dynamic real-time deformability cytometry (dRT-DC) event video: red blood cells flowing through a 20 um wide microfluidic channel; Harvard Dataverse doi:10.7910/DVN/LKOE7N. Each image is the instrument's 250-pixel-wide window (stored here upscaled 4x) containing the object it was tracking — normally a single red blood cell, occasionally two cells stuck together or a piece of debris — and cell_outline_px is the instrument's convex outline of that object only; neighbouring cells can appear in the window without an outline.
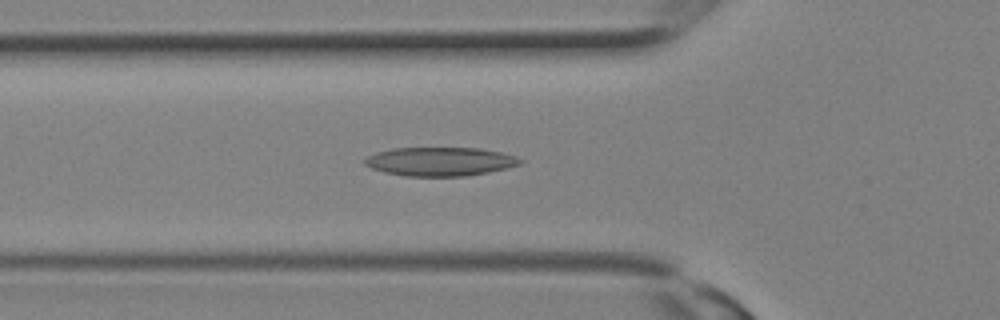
{"species": "Egyptian fruit bat (a non-hibernating species)", "species_latin": "Rousettus aegyptiacus", "temperature_condition": "room temperature", "stored_images_in_passage": 9, "camera_frame_rate_fps": 3000, "um_per_image_px": 0.085, "animal": {"sex": "female"}, "frame": {"image": 1, "passage_image": 7, "time_ms": 2.0, "image_size_px": [1000, 320], "cell_outline_px": [[524, 164], [488, 172], [464, 176], [404, 176], [384, 172], [372, 168], [364, 164], [364, 160], [368, 156], [376, 152], [392, 148], [480, 148], [500, 152], [516, 156], [524, 160]], "centroid_in_image_um": [37.43, 13.73], "position_along_channel_um": 88.4, "area_um2": 26.13}}
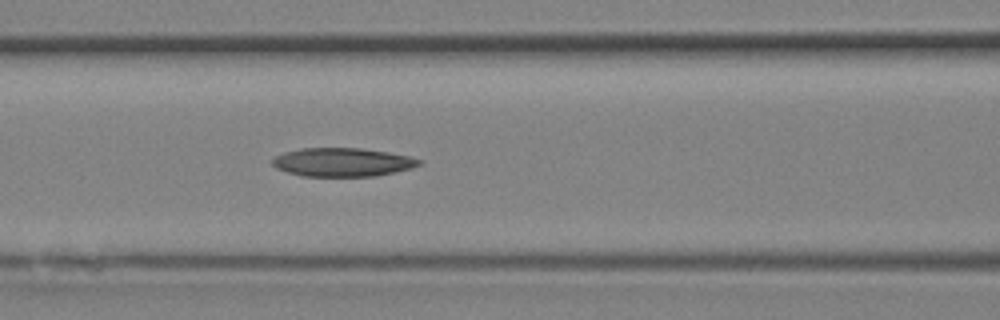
{"frame": {"image": 2, "passage_image": 9, "time_ms": 2.667, "image_size_px": [1000, 320], "cell_outline_px": [[424, 160], [420, 164], [412, 168], [396, 172], [376, 176], [300, 176], [276, 168], [272, 164], [272, 160], [276, 156], [284, 152], [300, 148], [360, 148], [388, 152], [412, 156]], "centroid_in_image_um": [29.15, 13.78], "position_along_channel_um": 137.5, "area_um2": 24.62}}